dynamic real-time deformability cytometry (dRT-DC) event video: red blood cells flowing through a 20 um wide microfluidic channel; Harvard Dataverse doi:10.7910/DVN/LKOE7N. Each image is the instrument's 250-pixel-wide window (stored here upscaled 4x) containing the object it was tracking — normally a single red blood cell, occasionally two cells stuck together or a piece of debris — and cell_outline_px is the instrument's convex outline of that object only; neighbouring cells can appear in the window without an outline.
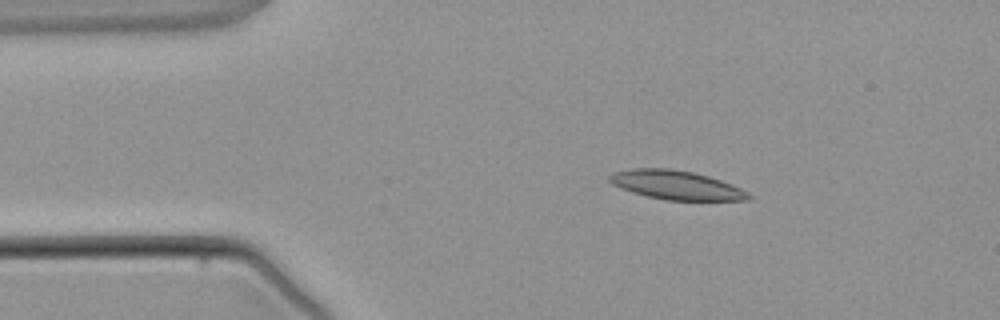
{"species": "common noctule bat (a hibernating species)", "species_latin": "Nyctalus noctula", "temperature_condition": "warm", "stored_images_in_passage": 3, "camera_frame_rate_fps": 3000, "um_per_image_px": 0.085, "animal": {"sex": "male", "body_mass_g": 21.5, "forearm_length_mm": 52.0}, "frame": {"image": 1, "passage_image": 2, "time_ms": 1.333, "image_size_px": [1000, 320], "cell_outline_px": [[752, 196], [748, 200], [664, 200], [648, 196], [620, 188], [612, 184], [608, 180], [608, 176], [616, 172], [636, 168], [672, 168], [692, 172], [708, 176], [732, 184], [748, 192]], "centroid_in_image_um": [57.49, 15.73], "position_along_channel_um": 27.5, "area_um2": 23.29}}
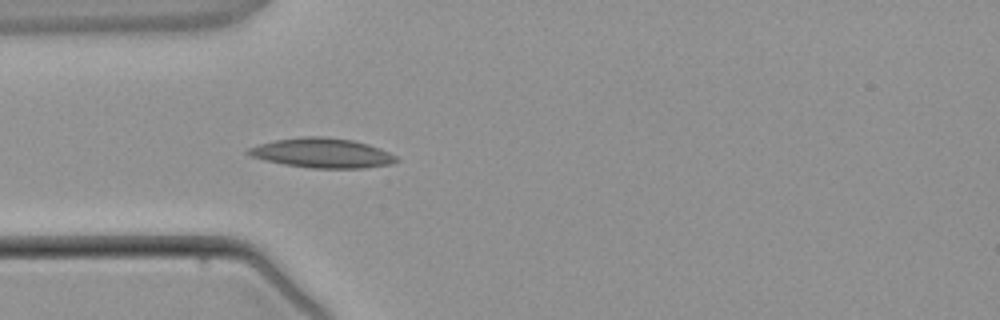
{"frame": {"image": 2, "passage_image": 3, "time_ms": 3.0, "image_size_px": [1000, 320], "cell_outline_px": [[400, 160], [392, 164], [364, 168], [312, 168], [284, 164], [264, 160], [252, 156], [244, 152], [248, 148], [260, 144], [276, 140], [300, 136], [320, 136], [352, 140], [368, 144], [380, 148], [396, 156]], "centroid_in_image_um": [27.4, 13.01], "position_along_channel_um": 57.6, "area_um2": 25.55}}